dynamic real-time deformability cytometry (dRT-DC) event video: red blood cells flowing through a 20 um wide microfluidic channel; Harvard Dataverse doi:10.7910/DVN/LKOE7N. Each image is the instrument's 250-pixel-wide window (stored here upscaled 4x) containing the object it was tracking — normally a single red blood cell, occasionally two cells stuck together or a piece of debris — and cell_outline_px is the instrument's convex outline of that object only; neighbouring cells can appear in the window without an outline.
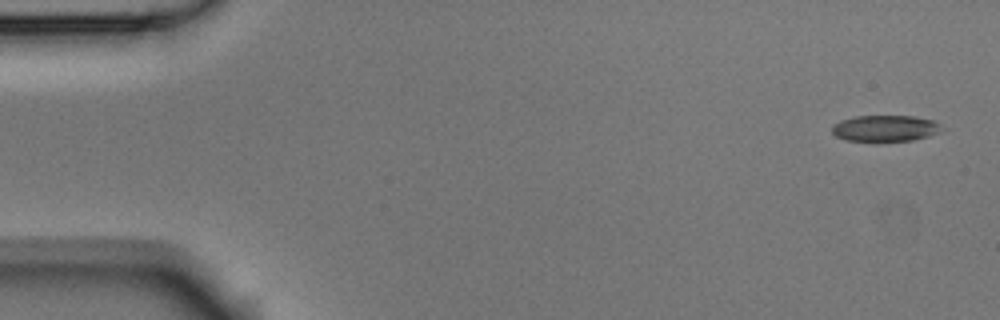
{"species": "Egyptian fruit bat (a non-hibernating species)", "species_latin": "Rousettus aegyptiacus", "temperature_condition": "room temperature", "stored_images_in_passage": 4, "camera_frame_rate_fps": 3000, "um_per_image_px": 0.085, "animal": {"sex": "male"}, "frame": {"image": 1, "passage_image": 1, "time_ms": 0.0, "image_size_px": [1000, 320], "cell_outline_px": [[948, 128], [940, 132], [928, 136], [912, 140], [876, 144], [844, 140], [836, 136], [832, 132], [832, 124], [840, 120], [856, 116], [916, 116], [936, 120]], "centroid_in_image_um": [75.28, 10.94], "position_along_channel_um": 9.7, "area_um2": 17.92}}
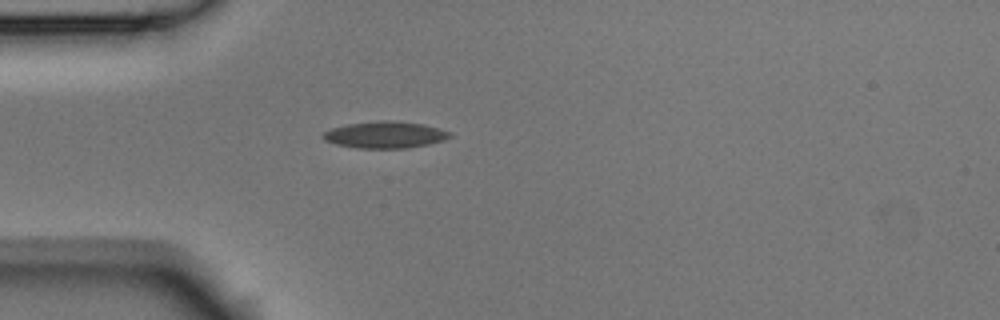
{"frame": {"image": 2, "passage_image": 4, "time_ms": 1.0, "image_size_px": [1000, 320], "cell_outline_px": [[452, 136], [444, 140], [428, 144], [408, 148], [356, 148], [336, 144], [324, 140], [324, 132], [332, 128], [348, 124], [380, 120], [392, 120], [424, 124], [452, 132]], "centroid_in_image_um": [32.77, 11.45], "position_along_channel_um": 52.2, "area_um2": 19.71}}